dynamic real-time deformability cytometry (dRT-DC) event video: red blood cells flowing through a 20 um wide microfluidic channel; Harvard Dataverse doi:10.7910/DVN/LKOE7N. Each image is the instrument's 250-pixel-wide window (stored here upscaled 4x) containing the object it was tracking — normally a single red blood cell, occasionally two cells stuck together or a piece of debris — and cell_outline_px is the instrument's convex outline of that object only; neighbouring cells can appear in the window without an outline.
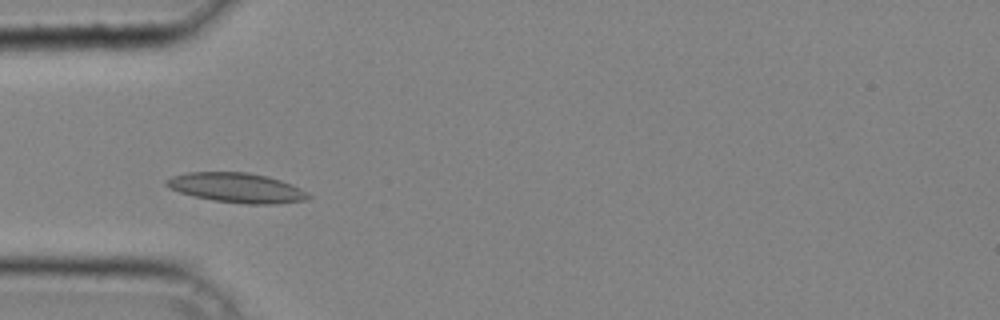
{"species": "common noctule bat (a hibernating species)", "species_latin": "Nyctalus noctula", "temperature_condition": "cold", "stored_images_in_passage": 36, "camera_frame_rate_fps": 3000, "um_per_image_px": 0.085, "animal": {"sex": "male", "body_mass_g": 20.4}, "frame": {"image": 1, "passage_image": 8, "time_ms": 2.333, "image_size_px": [1000, 320], "cell_outline_px": [[312, 196], [304, 200], [276, 204], [244, 204], [212, 200], [192, 196], [168, 188], [164, 184], [164, 180], [172, 176], [188, 172], [248, 172], [268, 176], [292, 184], [308, 192]], "centroid_in_image_um": [20.1, 15.96], "position_along_channel_um": 64.9, "area_um2": 24.8}}
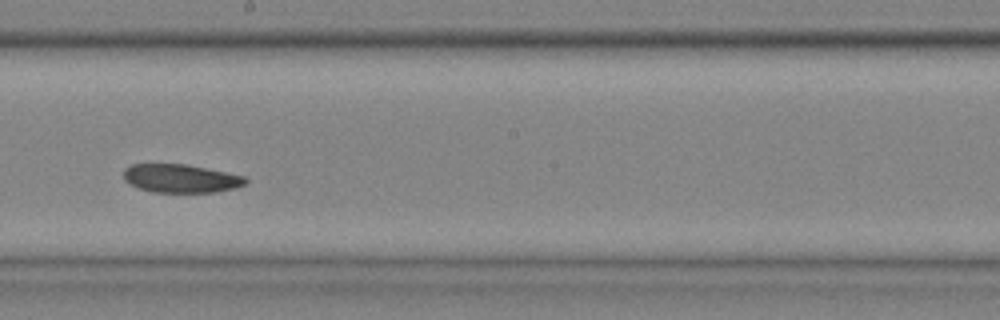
{"frame": {"image": 2, "passage_image": 19, "time_ms": 6.0, "image_size_px": [1000, 320], "cell_outline_px": [[248, 180], [244, 184], [236, 188], [216, 192], [152, 192], [140, 188], [124, 180], [124, 168], [132, 164], [188, 164], [244, 176]], "centroid_in_image_um": [15.37, 15.16], "position_along_channel_um": 232.8, "area_um2": 20.11}}
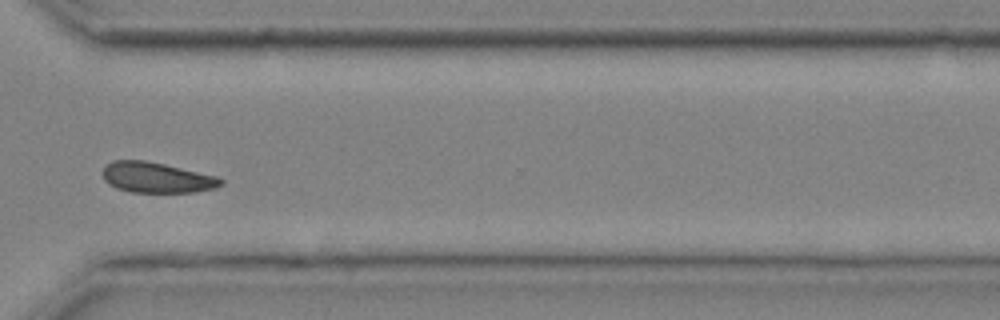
{"frame": {"image": 3, "passage_image": 27, "time_ms": 8.667, "image_size_px": [1000, 320], "cell_outline_px": [[224, 184], [216, 188], [192, 192], [132, 192], [116, 188], [108, 184], [104, 180], [104, 168], [112, 160], [144, 160], [164, 164], [216, 176], [224, 180]], "centroid_in_image_um": [13.33, 15.09], "position_along_channel_um": 357.3, "area_um2": 20.87}}